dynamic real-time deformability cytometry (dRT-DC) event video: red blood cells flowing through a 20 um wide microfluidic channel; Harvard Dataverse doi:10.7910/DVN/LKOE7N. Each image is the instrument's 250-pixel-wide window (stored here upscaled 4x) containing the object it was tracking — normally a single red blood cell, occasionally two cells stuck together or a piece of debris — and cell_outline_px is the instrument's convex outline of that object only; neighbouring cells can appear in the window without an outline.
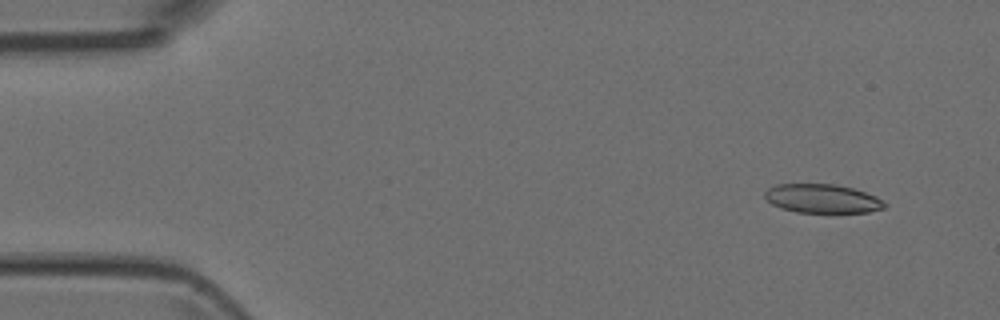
{"species": "Egyptian fruit bat (a non-hibernating species)", "species_latin": "Rousettus aegyptiacus", "temperature_condition": "room temperature", "stored_images_in_passage": 5, "camera_frame_rate_fps": 3000, "um_per_image_px": 0.085, "animal": {"sex": "female"}, "frame": {"image": 1, "passage_image": 1, "time_ms": 0.0, "image_size_px": [1000, 320], "cell_outline_px": [[888, 204], [884, 208], [868, 212], [796, 212], [772, 204], [764, 196], [764, 192], [768, 188], [776, 184], [836, 184], [852, 188], [876, 196], [884, 200]], "centroid_in_image_um": [69.92, 16.87], "position_along_channel_um": 15.1, "area_um2": 20.06}}